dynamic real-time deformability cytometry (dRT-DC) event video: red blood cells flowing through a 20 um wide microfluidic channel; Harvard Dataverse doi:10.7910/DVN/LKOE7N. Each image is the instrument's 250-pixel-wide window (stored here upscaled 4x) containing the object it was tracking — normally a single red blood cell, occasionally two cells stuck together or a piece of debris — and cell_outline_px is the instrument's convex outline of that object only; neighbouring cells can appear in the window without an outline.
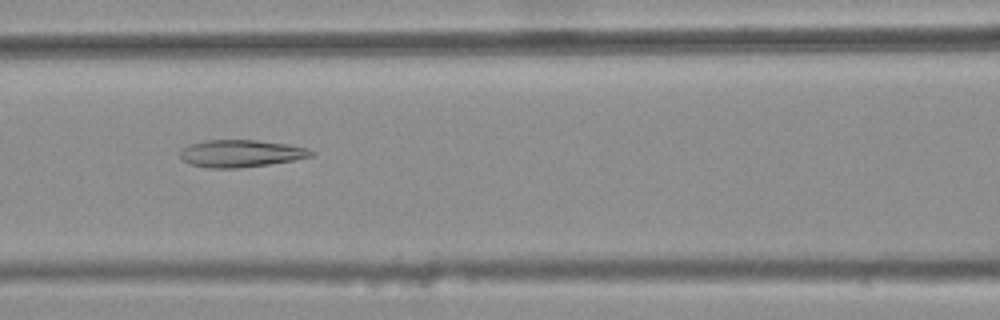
{"species": "common noctule bat (a hibernating species)", "species_latin": "Nyctalus noctula", "temperature_condition": "warm", "stored_images_in_passage": 38, "camera_frame_rate_fps": 3000, "um_per_image_px": 0.085, "animal": {"sex": "female", "body_mass_g": 25.1}, "frame": {"image": 1, "passage_image": 14, "time_ms": 4.333, "image_size_px": [1000, 320], "cell_outline_px": [[316, 156], [268, 164], [236, 168], [208, 168], [192, 164], [184, 160], [180, 156], [180, 148], [188, 144], [208, 140], [256, 140], [288, 144], [308, 148], [316, 152]], "centroid_in_image_um": [20.5, 13.03], "position_along_channel_um": 146.1, "area_um2": 20.87}}
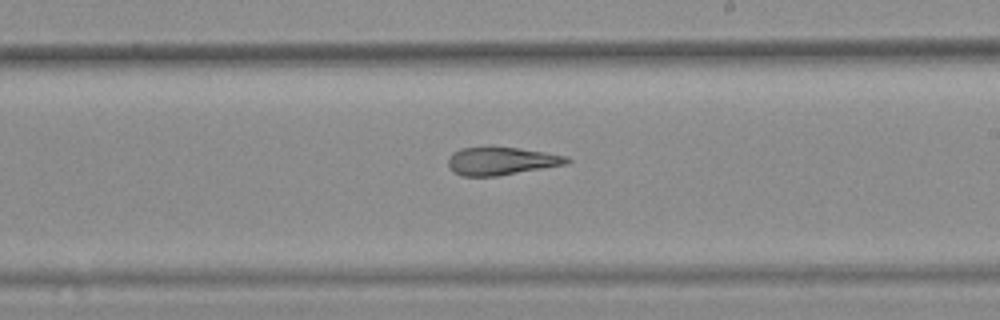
{"frame": {"image": 2, "passage_image": 22, "time_ms": 7.0, "image_size_px": [1000, 320], "cell_outline_px": [[572, 160], [568, 164], [496, 176], [460, 176], [452, 172], [448, 168], [448, 156], [452, 152], [460, 148], [520, 148], [568, 156]], "centroid_in_image_um": [42.59, 13.7], "position_along_channel_um": 246.4, "area_um2": 19.31}}
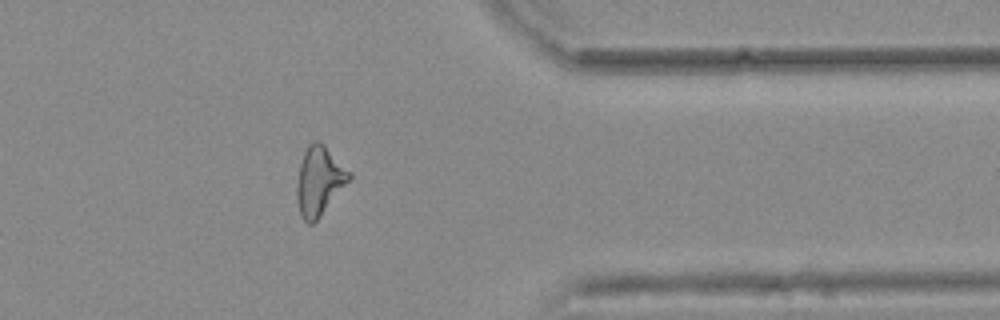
{"frame": {"image": 3, "passage_image": 34, "time_ms": 11.0, "image_size_px": [1000, 320], "cell_outline_px": [[352, 180], [320, 216], [312, 224], [308, 224], [300, 216], [296, 200], [296, 184], [300, 164], [304, 152], [308, 144], [312, 140], [320, 140], [352, 172]], "centroid_in_image_um": [27.16, 15.36], "position_along_channel_um": 384.2, "area_um2": 21.56}, "authors_computed_cell_mechanics": {"area_um2": 20.5768, "velocity_mm_per_s": 3.77, "shape_relaxation_time_tau1_ms": null, "shape_relaxation_time_tau2_ms": 3.025, "deformation_change_tau1": null, "deformation_change_tau2": 0.1441}}